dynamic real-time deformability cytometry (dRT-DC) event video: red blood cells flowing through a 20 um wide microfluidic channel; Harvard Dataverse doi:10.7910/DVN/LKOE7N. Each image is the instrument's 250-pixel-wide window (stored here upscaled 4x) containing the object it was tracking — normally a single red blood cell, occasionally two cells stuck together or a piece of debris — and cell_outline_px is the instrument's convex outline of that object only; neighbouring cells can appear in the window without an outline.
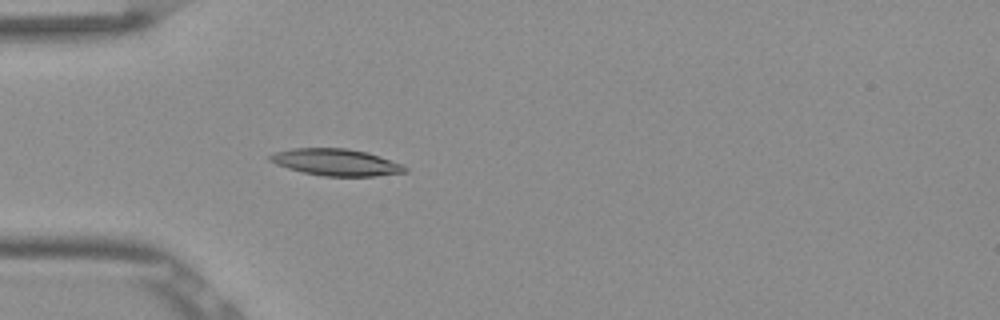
{"species": "Egyptian fruit bat (a non-hibernating species)", "species_latin": "Rousettus aegyptiacus", "temperature_condition": "room temperature", "stored_images_in_passage": 53, "camera_frame_rate_fps": 3000, "um_per_image_px": 0.085, "frame": {"image": 1, "passage_image": 16, "time_ms": 5.0, "image_size_px": [1000, 320], "cell_outline_px": [[408, 172], [376, 176], [324, 176], [304, 172], [288, 168], [276, 164], [268, 160], [268, 156], [276, 152], [292, 148], [344, 148], [368, 152], [404, 164], [408, 168]], "centroid_in_image_um": [28.62, 13.79], "position_along_channel_um": 56.4, "area_um2": 21.15}}
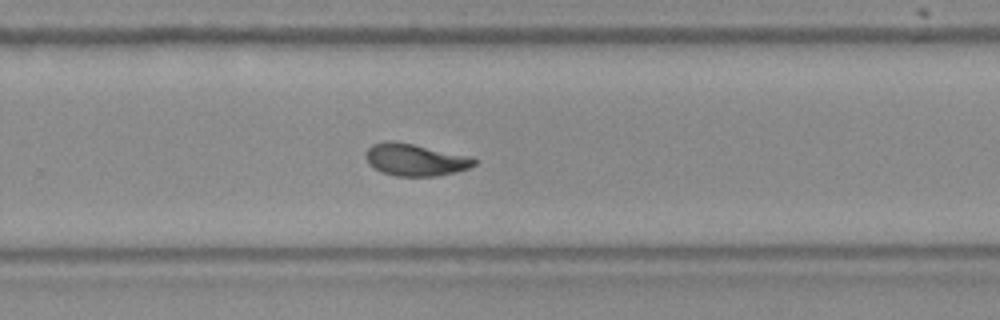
{"frame": {"image": 2, "passage_image": 35, "time_ms": 11.333, "image_size_px": [1000, 320], "cell_outline_px": [[480, 160], [476, 164], [468, 168], [436, 176], [396, 176], [384, 172], [368, 164], [364, 156], [368, 148], [372, 144], [384, 140], [392, 140], [472, 156]], "centroid_in_image_um": [35.3, 13.56], "position_along_channel_um": 294.5, "area_um2": 20.35}}
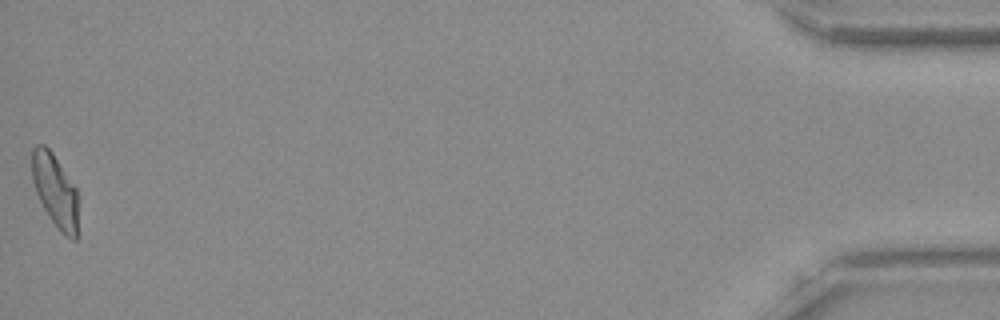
{"frame": {"image": 3, "passage_image": 53, "time_ms": 17.333, "image_size_px": [1000, 320], "cell_outline_px": [[76, 240], [72, 240], [64, 236], [60, 232], [44, 208], [36, 192], [32, 180], [32, 148], [36, 144], [44, 144], [52, 152], [76, 188]], "centroid_in_image_um": [4.65, 16.17], "position_along_channel_um": 430.5, "area_um2": 19.25}, "authors_computed_cell_mechanics": {"area_um2": 20.0566, "velocity_mm_per_s": 3.8465, "shape_relaxation_time_tau1_ms": 4.9682, "shape_relaxation_time_tau2_ms": 1.7578, "deformation_change_tau1": 0.1857, "deformation_change_tau2": 0.0657}}